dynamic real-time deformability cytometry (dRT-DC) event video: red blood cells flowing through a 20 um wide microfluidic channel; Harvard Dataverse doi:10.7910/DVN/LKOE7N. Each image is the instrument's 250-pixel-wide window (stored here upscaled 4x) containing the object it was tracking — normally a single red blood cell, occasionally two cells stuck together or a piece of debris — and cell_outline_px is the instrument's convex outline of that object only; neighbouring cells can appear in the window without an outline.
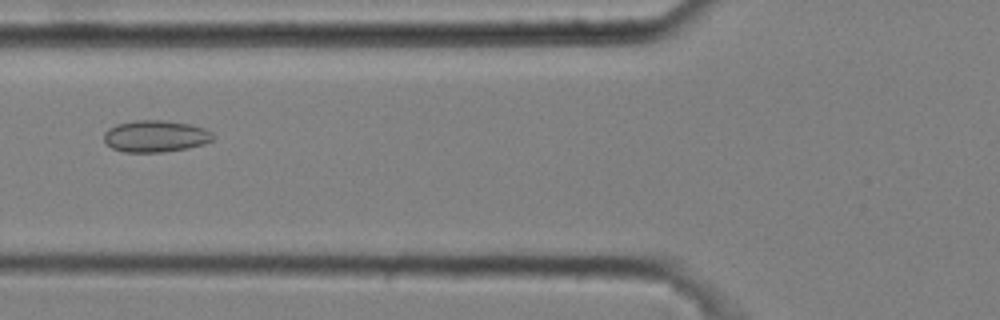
{"species": "common noctule bat (a hibernating species)", "species_latin": "Nyctalus noctula", "temperature_condition": "cold", "stored_images_in_passage": 49, "camera_frame_rate_fps": 3000, "um_per_image_px": 0.085, "animal": {"sex": "male", "body_mass_g": 20.4}, "frame": {"image": 1, "passage_image": 21, "time_ms": 6.667, "image_size_px": [1000, 320], "cell_outline_px": [[216, 136], [212, 140], [204, 144], [188, 148], [164, 152], [124, 152], [112, 148], [104, 140], [104, 132], [108, 128], [116, 124], [136, 120], [164, 120], [192, 124], [204, 128], [212, 132]], "centroid_in_image_um": [13.24, 11.57], "position_along_channel_um": 112.6, "area_um2": 20.4}}
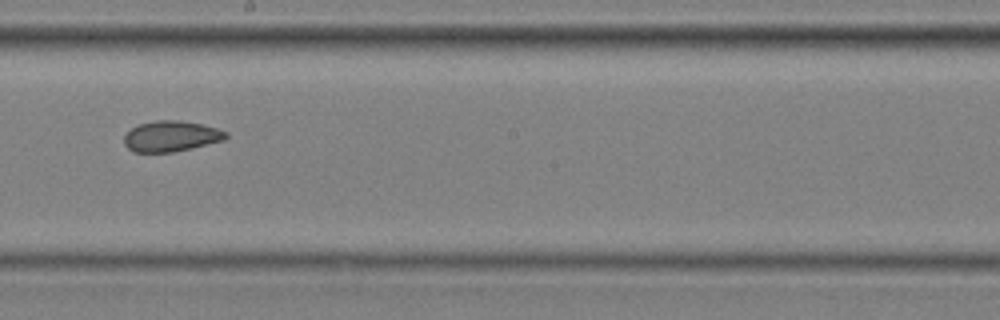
{"frame": {"image": 2, "passage_image": 31, "time_ms": 10.0, "image_size_px": [1000, 320], "cell_outline_px": [[228, 136], [224, 140], [192, 148], [172, 152], [132, 152], [124, 144], [124, 136], [132, 128], [140, 124], [156, 120], [180, 120], [200, 124], [216, 128], [228, 132]], "centroid_in_image_um": [14.54, 11.58], "position_along_channel_um": 233.7, "area_um2": 18.15}}
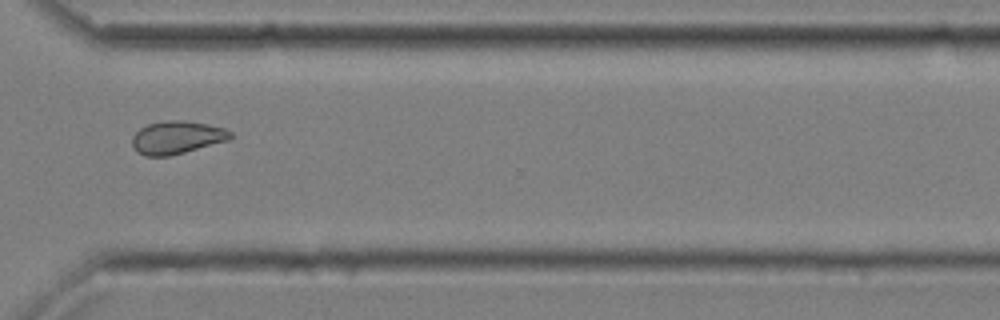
{"frame": {"image": 3, "passage_image": 41, "time_ms": 13.333, "image_size_px": [1000, 320], "cell_outline_px": [[232, 136], [228, 140], [184, 152], [168, 156], [144, 156], [136, 152], [132, 144], [132, 136], [140, 128], [148, 124], [164, 120], [184, 120], [208, 124], [224, 128], [232, 132]], "centroid_in_image_um": [15.0, 11.67], "position_along_channel_um": 355.6, "area_um2": 18.84}, "authors_computed_cell_mechanics": {"area_um2": 19.074, "velocity_mm_per_s": 3.6362, "shape_relaxation_time_tau1_ms": null, "shape_relaxation_time_tau2_ms": 2.9293, "deformation_change_tau1": null, "deformation_change_tau2": 0.0757}}